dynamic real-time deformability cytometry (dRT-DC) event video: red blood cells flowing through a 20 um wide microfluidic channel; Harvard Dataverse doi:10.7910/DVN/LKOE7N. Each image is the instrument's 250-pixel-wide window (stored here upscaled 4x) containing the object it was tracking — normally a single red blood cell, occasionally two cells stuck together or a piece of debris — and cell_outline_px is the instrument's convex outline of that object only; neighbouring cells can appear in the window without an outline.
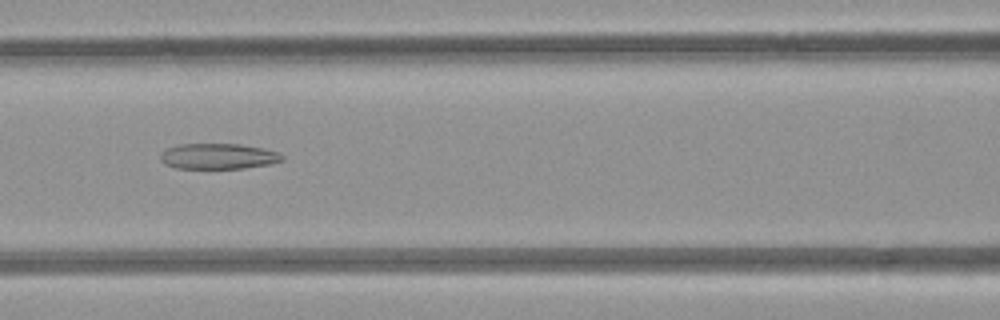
{"species": "common noctule bat (a hibernating species)", "species_latin": "Nyctalus noctula", "temperature_condition": "room temperature", "stored_images_in_passage": 7, "camera_frame_rate_fps": 3000, "um_per_image_px": 0.085, "animal": {"sex": "female", "body_mass_g": 21.9}, "frame": {"image": 1, "passage_image": 7, "time_ms": 6.667, "image_size_px": [1000, 320], "cell_outline_px": [[284, 160], [268, 164], [244, 168], [176, 168], [164, 164], [160, 160], [160, 152], [168, 148], [180, 144], [240, 144], [280, 152], [284, 156]], "centroid_in_image_um": [18.54, 13.28], "position_along_channel_um": 148.1, "area_um2": 18.15}}